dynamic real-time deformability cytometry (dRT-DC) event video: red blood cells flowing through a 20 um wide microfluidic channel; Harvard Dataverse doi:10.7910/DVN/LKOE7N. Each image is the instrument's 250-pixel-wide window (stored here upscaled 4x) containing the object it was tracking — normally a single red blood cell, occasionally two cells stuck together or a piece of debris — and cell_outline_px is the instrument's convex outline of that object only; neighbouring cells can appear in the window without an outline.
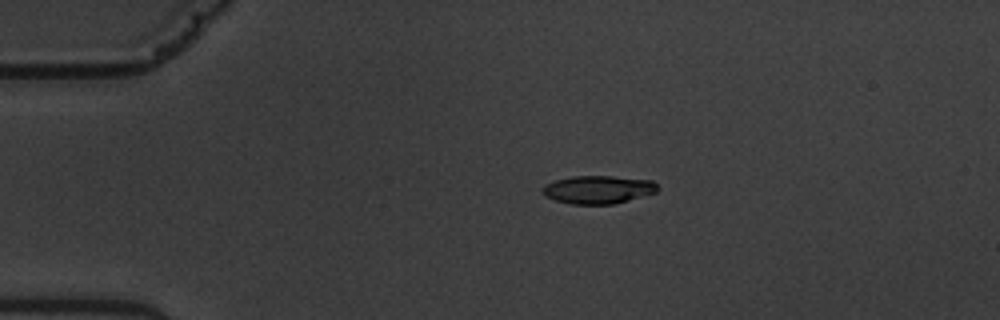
{"species": "common noctule bat (a hibernating species)", "species_latin": "Nyctalus noctula", "temperature_condition": "warm", "stored_images_in_passage": 6, "camera_frame_rate_fps": 3000, "um_per_image_px": 0.085, "animal": {"sex": "male", "body_mass_g": 19.5, "forearm_length_mm": 54.6}, "frame": {"image": 1, "passage_image": 4, "time_ms": 3.667, "image_size_px": [1000, 320], "cell_outline_px": [[660, 188], [656, 192], [616, 204], [568, 204], [544, 196], [540, 192], [540, 188], [544, 184], [556, 180], [572, 176], [612, 176], [652, 180]], "centroid_in_image_um": [50.8, 16.12], "position_along_channel_um": 34.2, "area_um2": 19.07}}
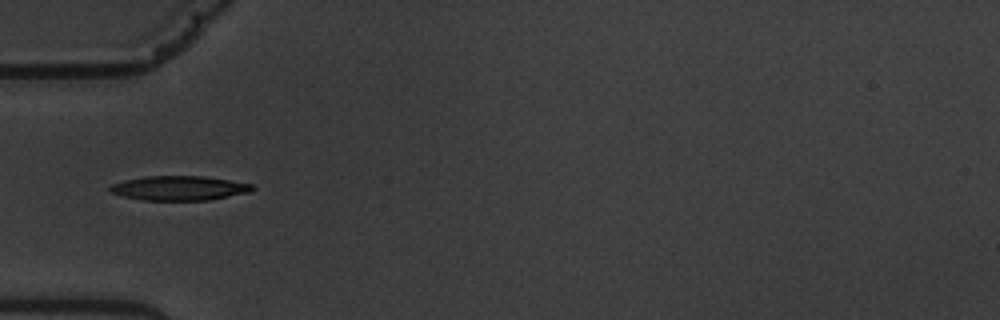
{"frame": {"image": 2, "passage_image": 6, "time_ms": 6.0, "image_size_px": [1000, 320], "cell_outline_px": [[256, 188], [252, 192], [208, 200], [144, 200], [124, 196], [112, 192], [108, 188], [112, 184], [124, 180], [144, 176], [204, 176], [252, 184]], "centroid_in_image_um": [15.27, 15.98], "position_along_channel_um": 69.7, "area_um2": 20.23}}